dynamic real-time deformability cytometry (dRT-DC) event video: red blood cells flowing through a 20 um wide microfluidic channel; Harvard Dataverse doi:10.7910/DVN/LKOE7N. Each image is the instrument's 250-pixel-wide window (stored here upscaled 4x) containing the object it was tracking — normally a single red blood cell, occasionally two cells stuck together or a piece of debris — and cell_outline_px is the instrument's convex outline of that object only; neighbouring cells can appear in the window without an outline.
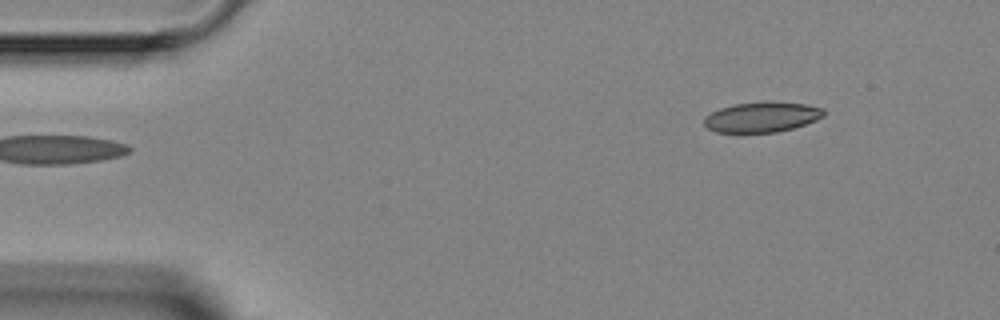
{"species": "Egyptian fruit bat (a non-hibernating species)", "species_latin": "Rousettus aegyptiacus", "temperature_condition": "room temperature", "stored_images_in_passage": 3, "segment_of_instrument_passage": [2, 2], "camera_frame_rate_fps": 3000, "um_per_image_px": 0.085, "animal": {"sex": "female"}, "frame": {"image": 1, "passage_image": 3, "time_ms": 2.333, "image_size_px": [1000, 320], "cell_outline_px": [[824, 116], [816, 120], [792, 128], [776, 132], [736, 136], [716, 132], [708, 128], [704, 124], [704, 116], [720, 108], [736, 104], [804, 104], [824, 108]], "centroid_in_image_um": [64.66, 10.04], "position_along_channel_um": 20.3, "area_um2": 20.98}}